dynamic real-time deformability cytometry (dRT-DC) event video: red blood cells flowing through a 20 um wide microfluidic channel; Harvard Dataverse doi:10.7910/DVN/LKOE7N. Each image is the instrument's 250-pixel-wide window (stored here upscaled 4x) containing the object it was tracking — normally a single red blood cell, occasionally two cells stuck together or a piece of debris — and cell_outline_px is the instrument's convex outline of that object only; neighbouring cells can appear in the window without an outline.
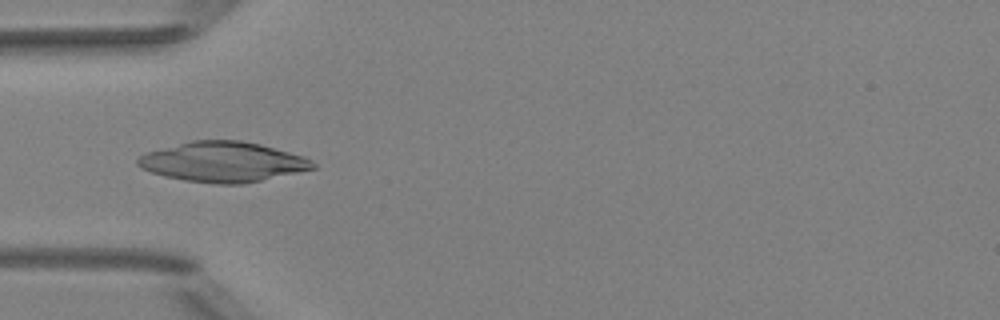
{"species": "Egyptian fruit bat (a non-hibernating species)", "species_latin": "Rousettus aegyptiacus", "temperature_condition": "room temperature", "stored_images_in_passage": 5, "camera_frame_rate_fps": 3000, "um_per_image_px": 0.085, "animal": {"sex": "female"}, "frame": {"image": 1, "passage_image": 4, "time_ms": 3.667, "image_size_px": [1000, 320], "cell_outline_px": [[316, 168], [244, 184], [216, 184], [184, 180], [164, 176], [140, 168], [136, 164], [136, 160], [140, 156], [148, 152], [192, 140], [240, 140], [260, 144], [304, 156], [312, 160], [316, 164]], "centroid_in_image_um": [18.96, 13.76], "position_along_channel_um": 66.0, "area_um2": 40.75}}
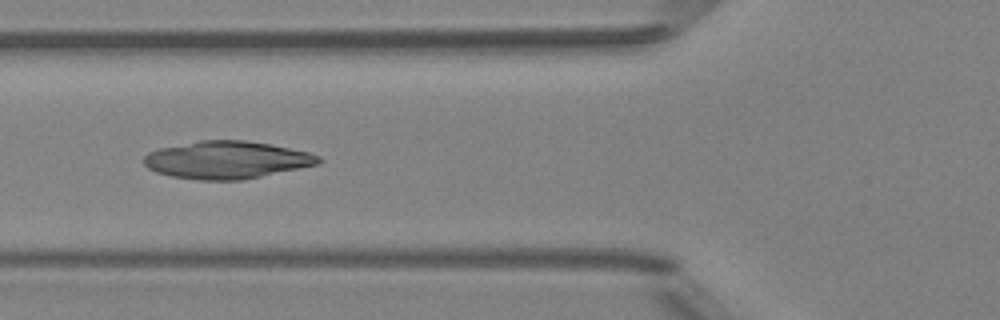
{"frame": {"image": 2, "passage_image": 5, "time_ms": 4.667, "image_size_px": [1000, 320], "cell_outline_px": [[324, 160], [320, 164], [240, 180], [200, 180], [172, 176], [156, 172], [148, 168], [144, 164], [144, 156], [148, 152], [160, 148], [200, 140], [244, 140], [272, 144], [308, 152], [320, 156]], "centroid_in_image_um": [19.29, 13.58], "position_along_channel_um": 106.5, "area_um2": 38.15}}